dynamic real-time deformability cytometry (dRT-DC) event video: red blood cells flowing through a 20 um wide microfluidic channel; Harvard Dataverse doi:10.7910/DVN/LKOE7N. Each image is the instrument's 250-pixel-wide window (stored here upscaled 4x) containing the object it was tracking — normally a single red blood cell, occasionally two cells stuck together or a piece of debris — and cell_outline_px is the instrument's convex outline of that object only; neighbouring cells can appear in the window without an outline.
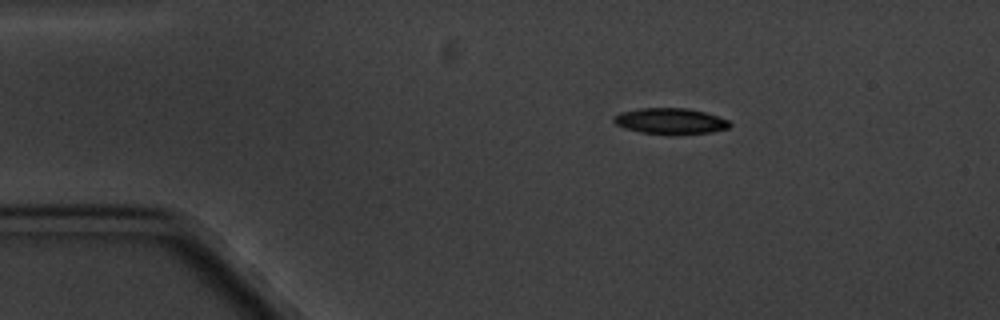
{"species": "common noctule bat (a hibernating species)", "species_latin": "Nyctalus noctula", "temperature_condition": "cold", "stored_images_in_passage": 3, "camera_frame_rate_fps": 3000, "um_per_image_px": 0.085, "animal": {"sex": "male", "body_mass_g": 20.1, "forearm_length_mm": 53.5}, "frame": {"image": 1, "passage_image": 1, "time_ms": 0.0, "image_size_px": [1000, 320], "cell_outline_px": [[732, 124], [728, 128], [712, 132], [640, 132], [624, 128], [616, 124], [612, 120], [612, 116], [620, 112], [640, 108], [688, 108], [704, 112], [728, 120]], "centroid_in_image_um": [56.93, 10.25], "position_along_channel_um": 28.1, "area_um2": 16.88}}